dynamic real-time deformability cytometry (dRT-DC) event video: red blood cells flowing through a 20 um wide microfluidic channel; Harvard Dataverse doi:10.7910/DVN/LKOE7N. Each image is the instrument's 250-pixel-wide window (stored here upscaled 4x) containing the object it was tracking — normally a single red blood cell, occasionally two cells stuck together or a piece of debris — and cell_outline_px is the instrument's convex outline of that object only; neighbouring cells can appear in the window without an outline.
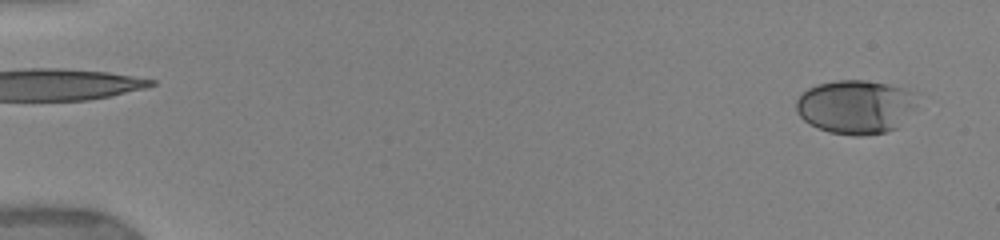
{"species": "human", "species_latin": "Homo sapiens", "temperature_condition": "warm", "stored_images_in_passage": 74, "camera_frame_rate_fps": 3000, "um_per_image_px": 0.085, "donor": {"sex": "female"}, "frame": {"image": 1, "passage_image": 3, "time_ms": 0.667, "image_size_px": [1000, 240], "cell_outline_px": [[920, 92], [916, 104], [896, 128], [884, 132], [860, 136], [852, 136], [828, 132], [804, 120], [796, 112], [796, 100], [808, 88], [816, 84], [836, 80], [864, 80], [884, 84]], "centroid_in_image_um": [72.73, 9.07], "position_along_channel_um": 12.3, "area_um2": 37.86}}
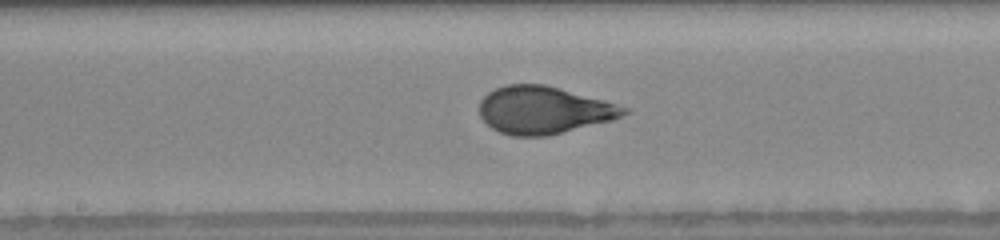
{"frame": {"image": 2, "passage_image": 32, "time_ms": 9.333, "image_size_px": [1000, 240], "cell_outline_px": [[632, 112], [612, 120], [548, 136], [512, 136], [500, 132], [492, 128], [480, 116], [480, 100], [492, 88], [504, 84], [544, 84], [560, 88], [604, 100], [632, 108]], "centroid_in_image_um": [46.24, 9.35], "position_along_channel_um": 202.0, "area_um2": 40.29}}
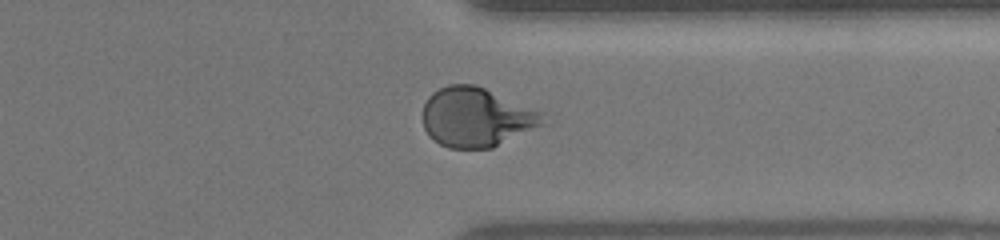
{"frame": {"image": 3, "passage_image": 54, "time_ms": 13.667, "image_size_px": [1000, 240], "cell_outline_px": [[544, 112], [540, 124], [492, 148], [448, 148], [432, 140], [428, 136], [424, 128], [424, 104], [428, 96], [432, 92], [448, 84], [476, 84]], "centroid_in_image_um": [40.43, 9.95], "position_along_channel_um": 371.0, "area_um2": 41.15}, "authors_computed_cell_mechanics": {"area_um2": 39.4196, "velocity_mm_per_s": 3.9005, "shape_relaxation_time_tau1_ms": 5.5236, "shape_relaxation_time_tau2_ms": null, "deformation_change_tau1": 0.2119, "deformation_change_tau2": null}}